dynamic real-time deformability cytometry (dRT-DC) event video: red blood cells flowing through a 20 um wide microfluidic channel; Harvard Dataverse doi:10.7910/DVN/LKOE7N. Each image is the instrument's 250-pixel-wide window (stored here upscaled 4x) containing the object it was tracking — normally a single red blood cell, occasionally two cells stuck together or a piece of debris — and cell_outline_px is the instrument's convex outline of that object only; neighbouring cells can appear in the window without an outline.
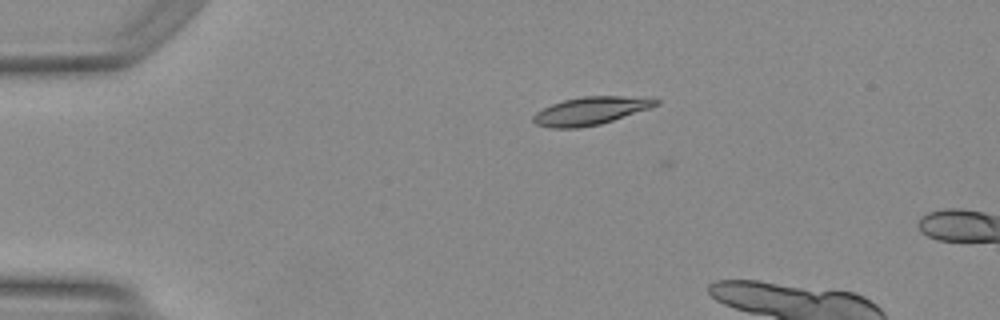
{"species": "Egyptian fruit bat (a non-hibernating species)", "species_latin": "Rousettus aegyptiacus", "temperature_condition": "warm", "stored_images_in_passage": 5, "camera_frame_rate_fps": 3000, "um_per_image_px": 0.085, "animal": {"sex": "female"}, "frame": {"image": 1, "passage_image": 2, "time_ms": 0.333, "image_size_px": [1000, 320], "cell_outline_px": [[660, 104], [600, 124], [580, 128], [548, 128], [536, 124], [532, 120], [532, 116], [536, 112], [552, 104], [564, 100], [584, 96], [652, 96], [660, 100]], "centroid_in_image_um": [50.23, 9.41], "position_along_channel_um": 34.8, "area_um2": 20.06}}